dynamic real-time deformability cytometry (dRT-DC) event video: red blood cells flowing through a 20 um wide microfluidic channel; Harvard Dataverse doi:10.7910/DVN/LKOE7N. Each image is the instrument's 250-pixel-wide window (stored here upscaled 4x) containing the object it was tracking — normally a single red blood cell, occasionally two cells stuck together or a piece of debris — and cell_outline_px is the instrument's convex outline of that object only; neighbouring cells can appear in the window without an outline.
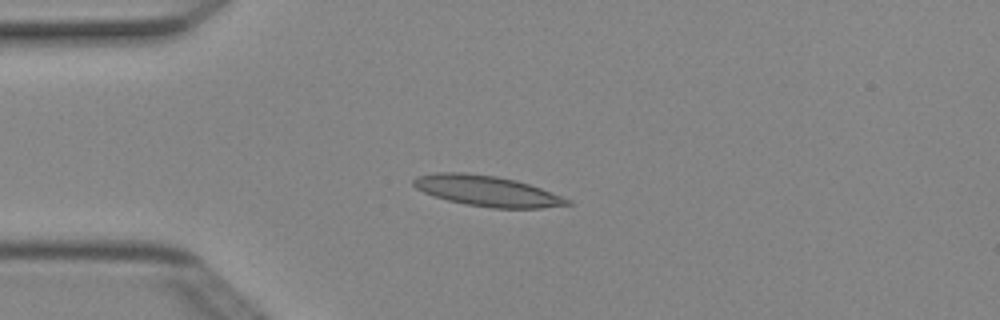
{"species": "Egyptian fruit bat (a non-hibernating species)", "species_latin": "Rousettus aegyptiacus", "temperature_condition": "cold", "stored_images_in_passage": 3, "camera_frame_rate_fps": 3000, "um_per_image_px": 0.085, "animal": {"sex": "female"}, "frame": {"image": 1, "passage_image": 3, "time_ms": 0.667, "image_size_px": [1000, 320], "cell_outline_px": [[572, 204], [544, 208], [492, 208], [464, 204], [448, 200], [424, 192], [416, 188], [412, 184], [412, 180], [416, 176], [436, 172], [464, 172], [496, 176], [516, 180], [540, 188], [572, 200]], "centroid_in_image_um": [41.39, 16.23], "position_along_channel_um": 43.6, "area_um2": 27.4}}